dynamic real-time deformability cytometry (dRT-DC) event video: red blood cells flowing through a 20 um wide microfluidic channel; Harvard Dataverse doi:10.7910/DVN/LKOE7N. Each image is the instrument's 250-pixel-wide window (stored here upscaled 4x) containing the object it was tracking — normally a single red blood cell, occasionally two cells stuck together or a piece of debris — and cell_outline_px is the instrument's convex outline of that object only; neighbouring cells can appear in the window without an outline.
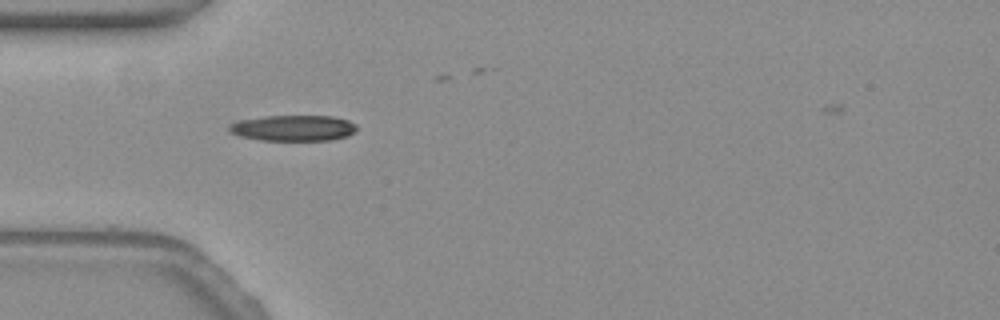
{"species": "common noctule bat (a hibernating species)", "species_latin": "Nyctalus noctula", "temperature_condition": "warm", "stored_images_in_passage": 29, "camera_frame_rate_fps": 3000, "um_per_image_px": 0.085, "animal": {"sex": "female", "body_mass_g": 19.3, "forearm_length_mm": 54.1}, "frame": {"image": 1, "passage_image": 1, "time_ms": 0.0, "image_size_px": [1000, 320], "cell_outline_px": [[356, 128], [348, 136], [328, 140], [260, 140], [240, 136], [228, 132], [228, 124], [236, 120], [264, 116], [332, 116], [348, 120], [356, 124]], "centroid_in_image_um": [24.86, 10.87], "position_along_channel_um": 60.1, "area_um2": 19.31}}
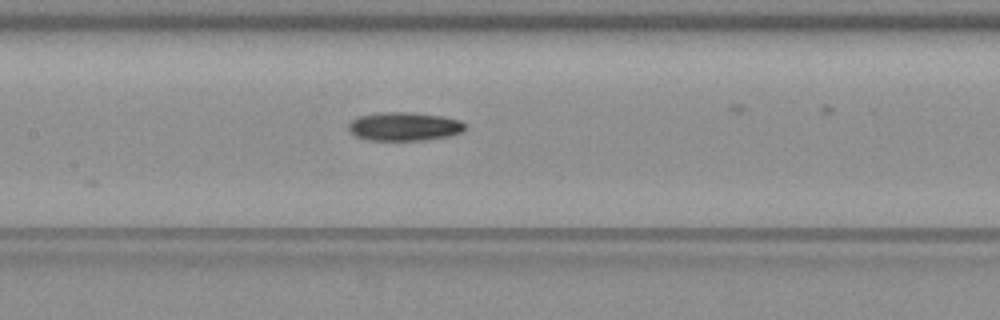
{"frame": {"image": 2, "passage_image": 10, "time_ms": 3.0, "image_size_px": [1000, 320], "cell_outline_px": [[464, 128], [460, 132], [448, 136], [424, 140], [368, 140], [356, 136], [348, 132], [348, 124], [352, 120], [360, 116], [380, 112], [412, 112], [444, 116], [460, 120], [464, 124]], "centroid_in_image_um": [34.32, 10.74], "position_along_channel_um": 173.1, "area_um2": 19.42}}
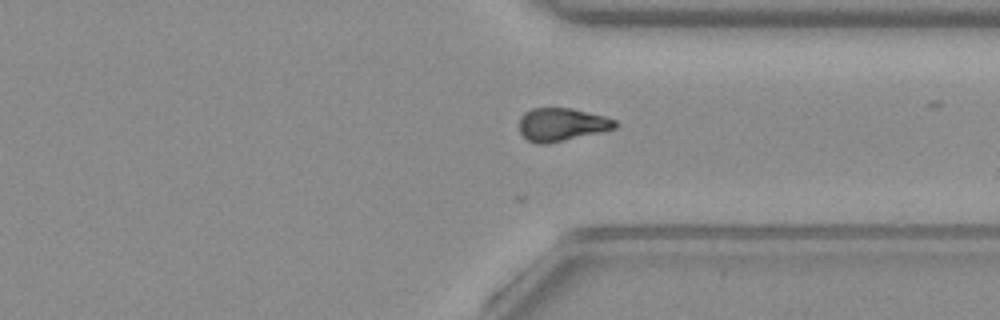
{"frame": {"image": 3, "passage_image": 25, "time_ms": 8.0, "image_size_px": [1000, 320], "cell_outline_px": [[616, 128], [600, 132], [548, 144], [536, 144], [528, 140], [520, 132], [520, 116], [524, 112], [532, 108], [572, 108], [604, 116], [616, 120]], "centroid_in_image_um": [47.72, 10.58], "position_along_channel_um": 363.7, "area_um2": 18.44}, "authors_computed_cell_mechanics": {"area_um2": 19.0162, "velocity_mm_per_s": 3.8217, "shape_relaxation_time_tau1_ms": 6.6138, "shape_relaxation_time_tau2_ms": null, "deformation_change_tau1": 0.1975, "deformation_change_tau2": null}}